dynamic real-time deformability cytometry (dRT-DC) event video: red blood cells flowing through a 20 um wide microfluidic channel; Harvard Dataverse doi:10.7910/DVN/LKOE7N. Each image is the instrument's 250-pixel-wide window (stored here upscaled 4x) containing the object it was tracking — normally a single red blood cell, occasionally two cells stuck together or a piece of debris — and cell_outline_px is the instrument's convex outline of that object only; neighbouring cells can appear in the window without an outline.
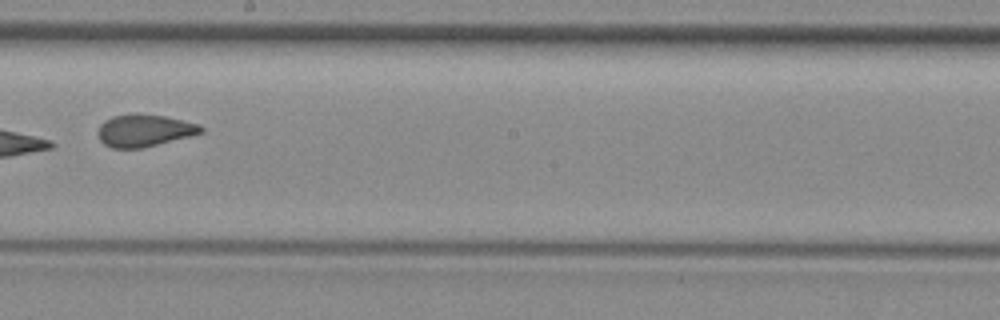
{"species": "common noctule bat (a hibernating species)", "species_latin": "Nyctalus noctula", "temperature_condition": "room temperature", "stored_images_in_passage": 9, "camera_frame_rate_fps": 3000, "um_per_image_px": 0.085, "animal": {"sex": "female", "body_mass_g": 29.2, "forearm_length_mm": 56.3}, "frame": {"image": 1, "passage_image": 9, "time_ms": 9.333, "image_size_px": [1000, 320], "cell_outline_px": [[204, 132], [144, 148], [112, 148], [104, 144], [100, 140], [96, 132], [100, 124], [104, 120], [112, 116], [164, 116], [196, 124], [204, 128]], "centroid_in_image_um": [12.22, 11.14], "position_along_channel_um": 236.0, "area_um2": 18.73}}